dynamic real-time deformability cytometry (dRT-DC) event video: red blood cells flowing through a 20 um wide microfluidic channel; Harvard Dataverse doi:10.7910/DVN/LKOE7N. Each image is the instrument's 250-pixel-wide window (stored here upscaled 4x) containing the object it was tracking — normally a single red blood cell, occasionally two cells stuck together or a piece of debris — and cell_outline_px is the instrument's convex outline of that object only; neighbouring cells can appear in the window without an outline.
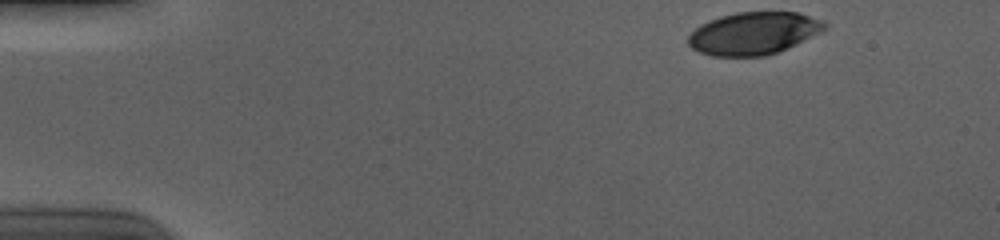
{"species": "human", "species_latin": "Homo sapiens", "temperature_condition": "cold", "stored_images_in_passage": 44, "camera_frame_rate_fps": 3000, "um_per_image_px": 0.085, "donor": {"sex": "male"}, "frame": {"image": 1, "passage_image": 1, "time_ms": 0.0, "image_size_px": [1000, 240], "cell_outline_px": [[828, 28], [820, 32], [776, 52], [764, 56], [712, 56], [700, 52], [692, 48], [688, 44], [688, 36], [700, 24], [708, 20], [720, 16], [736, 12], [796, 12], [824, 20], [828, 24]], "centroid_in_image_um": [64.04, 2.82], "position_along_channel_um": 21.0, "area_um2": 33.58}}
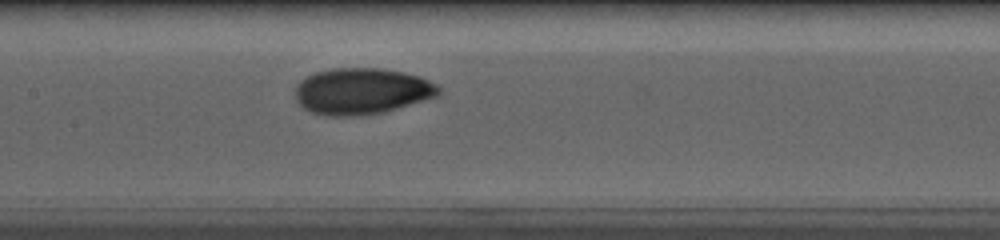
{"frame": {"image": 2, "passage_image": 22, "time_ms": 7.0, "image_size_px": [1000, 240], "cell_outline_px": [[440, 92], [436, 96], [396, 108], [380, 112], [356, 116], [328, 116], [312, 112], [304, 108], [296, 100], [296, 84], [300, 80], [316, 72], [336, 68], [380, 68], [404, 72], [420, 76], [436, 84], [440, 88]], "centroid_in_image_um": [30.73, 7.74], "position_along_channel_um": 176.7, "area_um2": 38.38}}
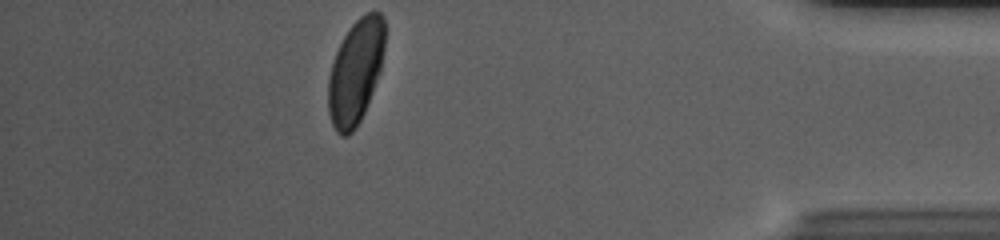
{"frame": {"image": 3, "passage_image": 44, "time_ms": 14.333, "image_size_px": [1000, 240], "cell_outline_px": [[384, 48], [380, 68], [372, 92], [364, 112], [356, 128], [348, 136], [340, 136], [336, 132], [332, 124], [328, 112], [328, 76], [336, 52], [348, 28], [360, 16], [368, 12], [380, 12], [384, 16]], "centroid_in_image_um": [30.2, 6.11], "position_along_channel_um": 405.0, "area_um2": 34.28}, "authors_computed_cell_mechanics": {"area_um2": 36.6741, "velocity_mm_per_s": 3.6912, "shape_relaxation_time_tau1_ms": 4.8782, "shape_relaxation_time_tau2_ms": 0.9763, "deformation_change_tau1": 0.1713, "deformation_change_tau2": 0.038}}